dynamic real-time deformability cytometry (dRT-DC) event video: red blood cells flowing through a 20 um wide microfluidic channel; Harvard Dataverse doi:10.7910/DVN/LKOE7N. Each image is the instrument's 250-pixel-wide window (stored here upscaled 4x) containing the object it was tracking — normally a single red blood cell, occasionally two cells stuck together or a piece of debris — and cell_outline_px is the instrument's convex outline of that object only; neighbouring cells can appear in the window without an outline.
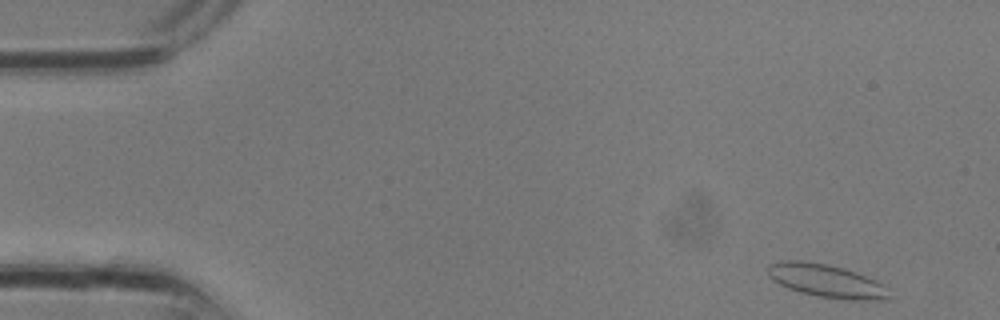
{"species": "common noctule bat (a hibernating species)", "species_latin": "Nyctalus noctula", "temperature_condition": "room temperature", "stored_images_in_passage": 10, "camera_frame_rate_fps": 3000, "um_per_image_px": 0.085, "animal": {"sex": "male", "body_mass_g": 13.3}, "frame": {"image": 1, "passage_image": 1, "time_ms": 0.0, "image_size_px": [1000, 320], "cell_outline_px": [[892, 300], [848, 300], [816, 296], [800, 292], [788, 288], [772, 280], [768, 276], [768, 264], [784, 260], [800, 260], [828, 264], [844, 268], [856, 272], [876, 280], [884, 284], [892, 296]], "centroid_in_image_um": [70.29, 23.88], "position_along_channel_um": 14.7, "area_um2": 23.81}}
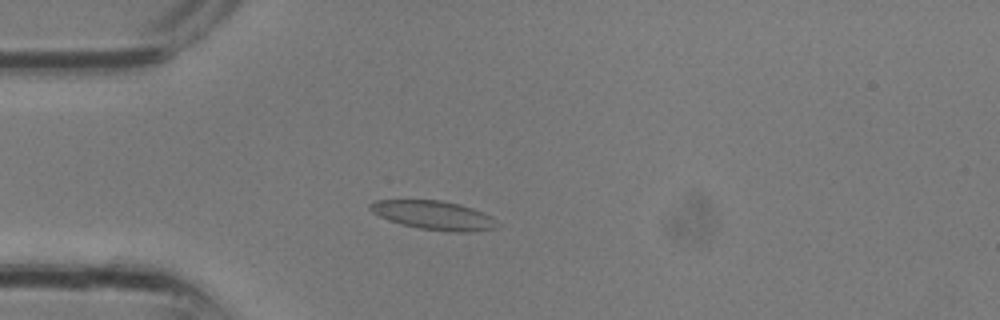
{"frame": {"image": 2, "passage_image": 7, "time_ms": 2.0, "image_size_px": [1000, 320], "cell_outline_px": [[496, 228], [468, 232], [448, 232], [420, 228], [400, 224], [388, 220], [372, 212], [368, 208], [368, 204], [376, 200], [440, 200], [460, 204], [484, 212], [492, 216], [496, 220]], "centroid_in_image_um": [36.86, 18.29], "position_along_channel_um": 48.1, "area_um2": 21.44}}
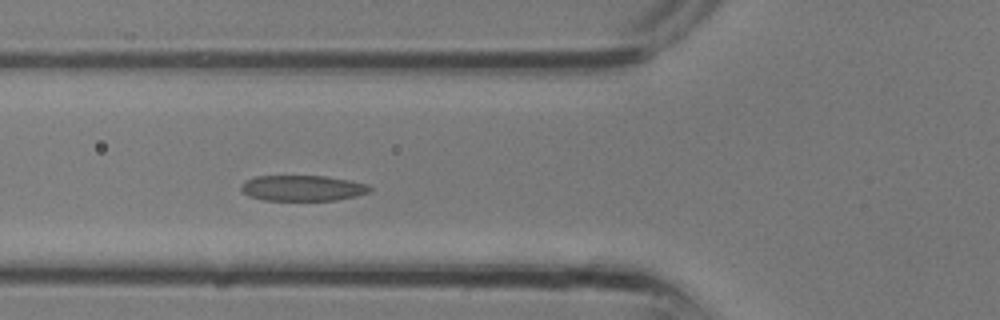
{"frame": {"image": 3, "passage_image": 10, "time_ms": 3.0, "image_size_px": [1000, 320], "cell_outline_px": [[372, 192], [356, 196], [336, 200], [264, 200], [248, 196], [240, 188], [240, 184], [244, 180], [256, 176], [324, 176], [348, 180], [368, 184], [372, 188]], "centroid_in_image_um": [25.71, 15.99], "position_along_channel_um": 100.1, "area_um2": 19.36}}